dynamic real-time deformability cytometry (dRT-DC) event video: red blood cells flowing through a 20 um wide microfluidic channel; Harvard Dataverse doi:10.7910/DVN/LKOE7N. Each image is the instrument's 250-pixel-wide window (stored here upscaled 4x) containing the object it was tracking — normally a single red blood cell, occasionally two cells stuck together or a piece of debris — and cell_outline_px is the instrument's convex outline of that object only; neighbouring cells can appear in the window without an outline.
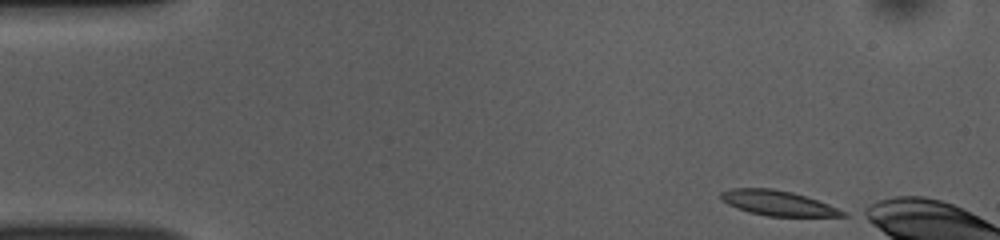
{"species": "common noctule bat (a hibernating species)", "species_latin": "Nyctalus noctula", "temperature_condition": "room temperature", "stored_images_in_passage": 7, "camera_frame_rate_fps": 3000, "um_per_image_px": 0.085, "animal": {"sex": "female", "body_mass_g": 10.0, "forearm_length_mm": 53.1}, "frame": {"image": 1, "passage_image": 1, "time_ms": 0.0, "image_size_px": [1000, 240], "cell_outline_px": [[848, 216], [768, 216], [748, 212], [736, 208], [720, 200], [720, 192], [732, 188], [772, 188], [792, 192], [828, 204], [848, 212]], "centroid_in_image_um": [66.09, 17.26], "position_along_channel_um": 18.9, "area_um2": 17.74}}